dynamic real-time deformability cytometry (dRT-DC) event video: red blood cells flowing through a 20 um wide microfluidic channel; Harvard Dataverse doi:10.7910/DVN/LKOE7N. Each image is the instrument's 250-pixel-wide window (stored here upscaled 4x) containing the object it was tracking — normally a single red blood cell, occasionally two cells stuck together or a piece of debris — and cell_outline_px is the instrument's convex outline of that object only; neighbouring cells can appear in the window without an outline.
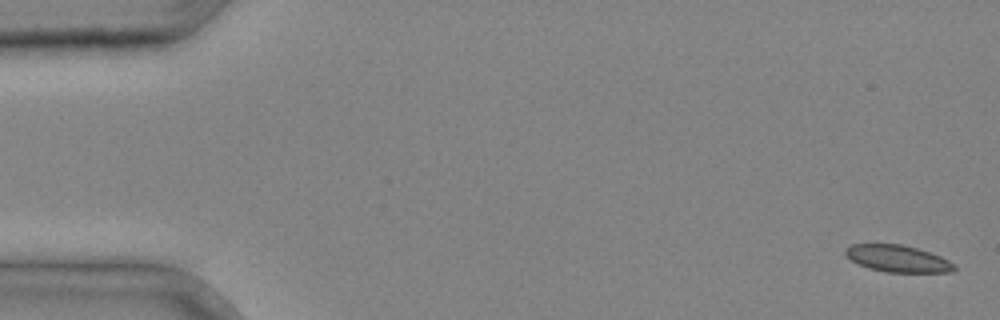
{"species": "common noctule bat (a hibernating species)", "species_latin": "Nyctalus noctula", "temperature_condition": "cold", "stored_images_in_passage": 37, "camera_frame_rate_fps": 3000, "um_per_image_px": 0.085, "animal": {"sex": "male", "body_mass_g": 20.4}, "frame": {"image": 1, "passage_image": 1, "time_ms": 0.0, "image_size_px": [1000, 320], "cell_outline_px": [[956, 268], [952, 272], [888, 272], [868, 268], [852, 260], [844, 252], [844, 248], [852, 244], [900, 244], [916, 248], [940, 256], [956, 264]], "centroid_in_image_um": [76.31, 21.98], "position_along_channel_um": 8.7, "area_um2": 16.88}}
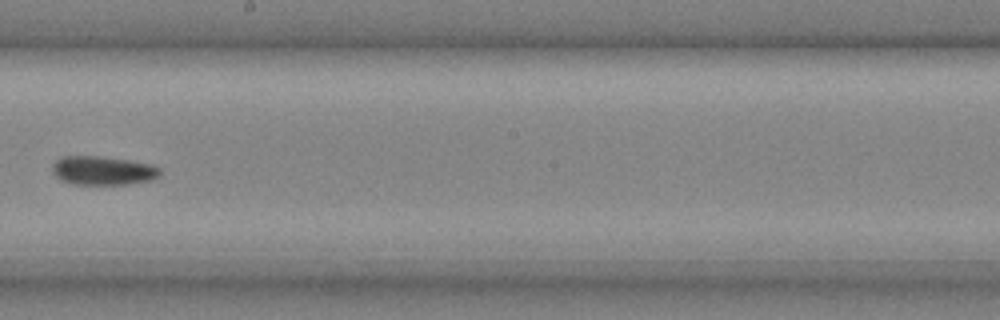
{"frame": {"image": 2, "passage_image": 22, "time_ms": 7.0, "image_size_px": [1000, 320], "cell_outline_px": [[160, 176], [152, 180], [124, 184], [72, 184], [60, 180], [52, 172], [52, 164], [60, 156], [100, 156], [128, 160], [152, 164], [160, 168]], "centroid_in_image_um": [8.73, 14.49], "position_along_channel_um": 239.5, "area_um2": 18.21}}
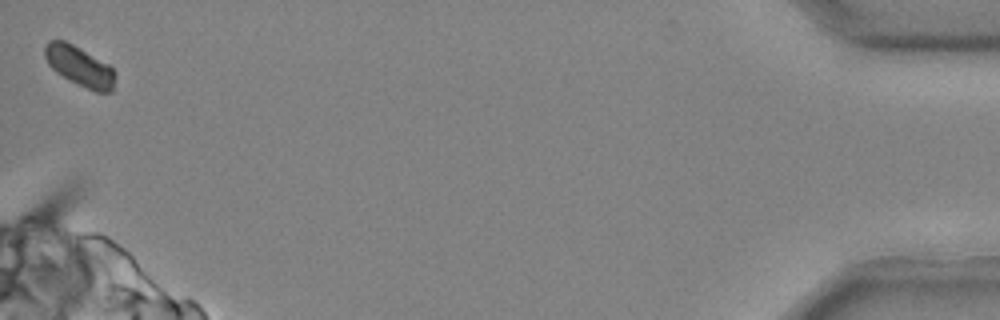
{"frame": {"image": 3, "passage_image": 37, "time_ms": 12.0, "image_size_px": [1000, 320], "cell_outline_px": [[116, 76], [112, 92], [96, 92], [56, 72], [48, 64], [44, 56], [44, 44], [48, 40], [64, 40], [72, 44], [108, 64], [116, 72]], "centroid_in_image_um": [6.76, 5.61], "position_along_channel_um": 428.4, "area_um2": 16.18}}